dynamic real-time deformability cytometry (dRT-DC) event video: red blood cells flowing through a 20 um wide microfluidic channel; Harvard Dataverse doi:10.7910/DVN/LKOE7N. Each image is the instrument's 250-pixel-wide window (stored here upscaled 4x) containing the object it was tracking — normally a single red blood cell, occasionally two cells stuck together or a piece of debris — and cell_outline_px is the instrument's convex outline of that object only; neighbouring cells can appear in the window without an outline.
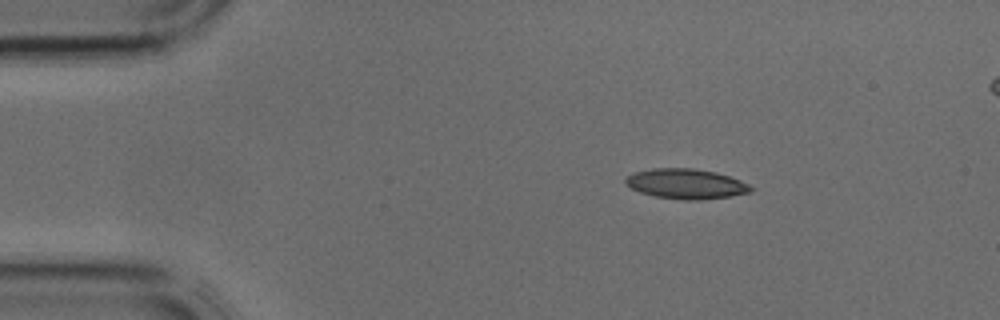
{"species": "common noctule bat (a hibernating species)", "species_latin": "Nyctalus noctula", "temperature_condition": "cold", "stored_images_in_passage": 3, "segment_of_instrument_passage": [1, 2], "camera_frame_rate_fps": 3000, "um_per_image_px": 0.085, "animal": {"sex": "male", "body_mass_g": 17.9, "forearm_length_mm": 54.2}, "frame": {"image": 1, "passage_image": 1, "time_ms": 0.0, "image_size_px": [1000, 320], "cell_outline_px": [[752, 192], [732, 196], [700, 200], [684, 200], [656, 196], [640, 192], [632, 188], [624, 180], [628, 176], [636, 172], [652, 168], [692, 168], [716, 172], [740, 180], [748, 184], [752, 188]], "centroid_in_image_um": [58.35, 15.63], "position_along_channel_um": 26.7, "area_um2": 21.73}}